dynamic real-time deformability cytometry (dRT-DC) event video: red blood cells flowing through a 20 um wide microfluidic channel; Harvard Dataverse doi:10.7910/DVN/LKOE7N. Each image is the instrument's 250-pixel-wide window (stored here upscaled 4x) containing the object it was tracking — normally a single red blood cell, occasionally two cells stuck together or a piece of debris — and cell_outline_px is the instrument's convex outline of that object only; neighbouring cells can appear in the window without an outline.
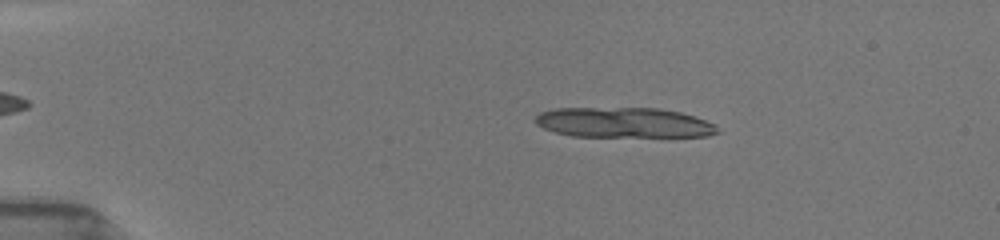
{"species": "common noctule bat (a hibernating species)", "species_latin": "Nyctalus noctula", "temperature_condition": "room temperature", "stored_images_in_passage": 19, "camera_frame_rate_fps": 3000, "um_per_image_px": 0.085, "animal": {"sex": "female", "body_mass_g": 19.5, "forearm_length_mm": 54.1}, "frame": {"image": 1, "passage_image": 8, "time_ms": 2.667, "image_size_px": [1000, 240], "cell_outline_px": [[720, 132], [708, 136], [572, 136], [556, 132], [544, 128], [536, 124], [536, 116], [540, 112], [556, 108], [660, 108], [680, 112], [704, 120], [712, 124]], "centroid_in_image_um": [52.99, 10.41], "position_along_channel_um": 32.0, "area_um2": 31.67}}
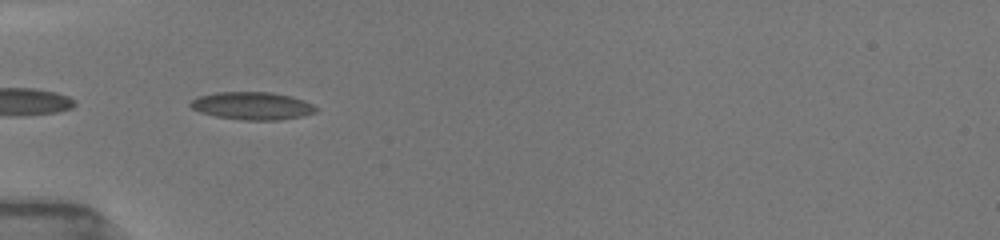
{"frame": {"image": 2, "passage_image": 16, "time_ms": 5.333, "image_size_px": [1000, 240], "cell_outline_px": [[316, 112], [300, 116], [280, 120], [244, 120], [216, 116], [200, 112], [192, 108], [188, 104], [192, 100], [200, 96], [216, 92], [272, 92], [292, 96], [304, 100], [312, 104], [316, 108]], "centroid_in_image_um": [21.44, 8.99], "position_along_channel_um": 63.6, "area_um2": 20.17}}
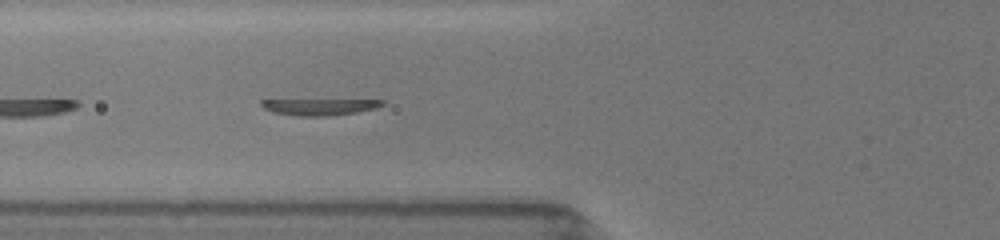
{"frame": {"image": 3, "passage_image": 19, "time_ms": 6.333, "image_size_px": [1000, 240], "cell_outline_px": [[384, 104], [376, 108], [356, 112], [324, 116], [296, 116], [272, 112], [264, 108], [260, 104], [260, 100], [384, 100]], "centroid_in_image_um": [27.13, 9.08], "position_along_channel_um": 98.7, "area_um2": 11.44}}